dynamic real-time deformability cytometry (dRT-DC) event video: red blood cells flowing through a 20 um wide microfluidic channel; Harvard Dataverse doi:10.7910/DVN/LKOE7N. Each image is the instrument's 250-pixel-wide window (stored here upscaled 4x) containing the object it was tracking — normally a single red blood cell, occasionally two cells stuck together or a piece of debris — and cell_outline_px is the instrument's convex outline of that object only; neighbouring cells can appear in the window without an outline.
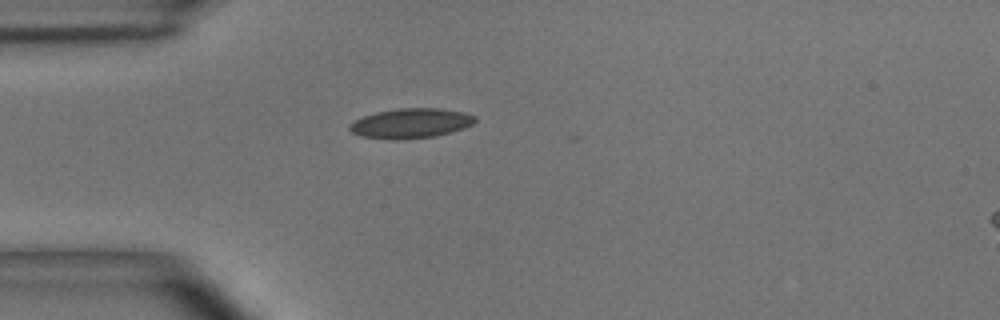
{"species": "common noctule bat (a hibernating species)", "species_latin": "Nyctalus noctula", "temperature_condition": "room temperature", "stored_images_in_passage": 30, "camera_frame_rate_fps": 3000, "um_per_image_px": 0.085, "animal": {"sex": "male", "body_mass_g": 15.6}, "frame": {"image": 1, "passage_image": 1, "time_ms": 0.0, "image_size_px": [1000, 320], "cell_outline_px": [[476, 120], [472, 124], [464, 128], [452, 132], [436, 136], [400, 140], [392, 140], [360, 136], [352, 132], [348, 128], [348, 124], [364, 116], [376, 112], [400, 108], [440, 108], [464, 112], [476, 116]], "centroid_in_image_um": [34.92, 10.49], "position_along_channel_um": 50.1, "area_um2": 21.96}}
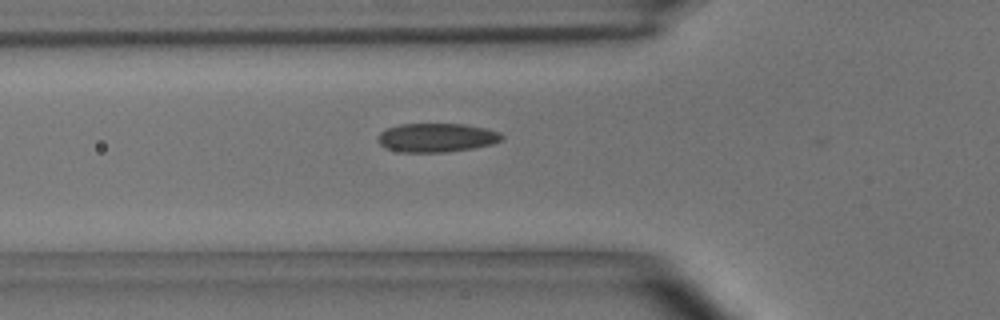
{"frame": {"image": 2, "passage_image": 5, "time_ms": 1.333, "image_size_px": [1000, 320], "cell_outline_px": [[504, 140], [492, 144], [472, 148], [444, 152], [404, 152], [384, 148], [376, 140], [376, 136], [380, 132], [388, 128], [400, 124], [464, 124], [484, 128], [500, 132], [504, 136]], "centroid_in_image_um": [37.1, 11.7], "position_along_channel_um": 88.7, "area_um2": 20.92}}
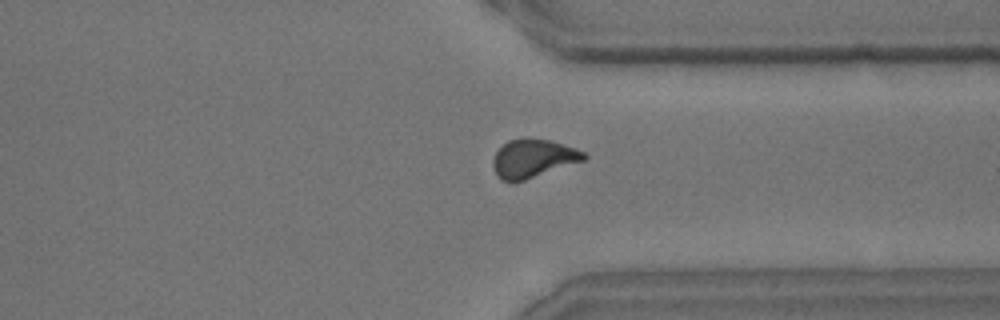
{"frame": {"image": 3, "passage_image": 28, "time_ms": 9.0, "image_size_px": [1000, 320], "cell_outline_px": [[588, 156], [584, 160], [512, 184], [500, 180], [496, 176], [492, 164], [492, 160], [496, 152], [508, 140], [528, 136], [552, 140], [576, 148], [584, 152]], "centroid_in_image_um": [45.27, 13.46], "position_along_channel_um": 366.1, "area_um2": 20.75}}